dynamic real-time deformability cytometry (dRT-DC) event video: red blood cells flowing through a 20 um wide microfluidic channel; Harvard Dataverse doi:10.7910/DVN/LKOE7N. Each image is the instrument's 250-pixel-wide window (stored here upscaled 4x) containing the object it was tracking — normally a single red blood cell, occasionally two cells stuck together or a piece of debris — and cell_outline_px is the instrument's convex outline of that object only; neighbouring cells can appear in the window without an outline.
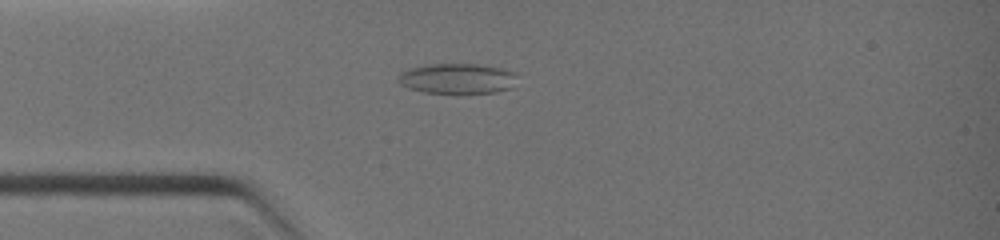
{"species": "common noctule bat (a hibernating species)", "species_latin": "Nyctalus noctula", "temperature_condition": "warm", "stored_images_in_passage": 8, "camera_frame_rate_fps": 3000, "um_per_image_px": 0.085, "animal": {"sex": "female", "body_mass_g": 19.0, "forearm_length_mm": 51.5}, "frame": {"image": 1, "passage_image": 4, "time_ms": 2.667, "image_size_px": [1000, 240], "cell_outline_px": [[520, 72], [516, 88], [496, 92], [464, 96], [460, 96], [424, 92], [400, 84], [396, 80], [408, 68], [432, 64], [476, 64], [504, 68]], "centroid_in_image_um": [39.05, 6.72], "position_along_channel_um": 46.0, "area_um2": 22.25}}
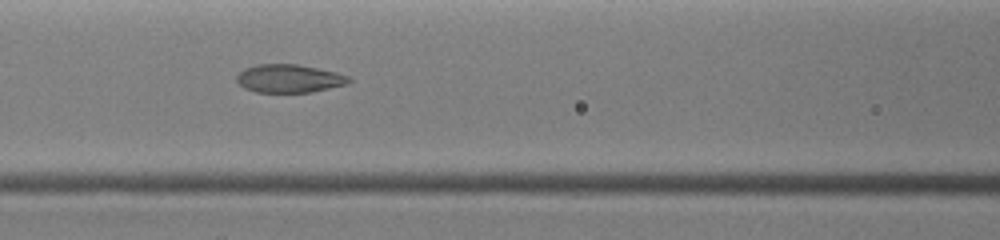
{"frame": {"image": 2, "passage_image": 7, "time_ms": 4.667, "image_size_px": [1000, 240], "cell_outline_px": [[352, 80], [348, 84], [312, 92], [256, 92], [244, 88], [236, 80], [236, 76], [244, 68], [256, 64], [300, 64], [336, 72], [348, 76]], "centroid_in_image_um": [24.58, 6.67], "position_along_channel_um": 142.0, "area_um2": 18.55}}
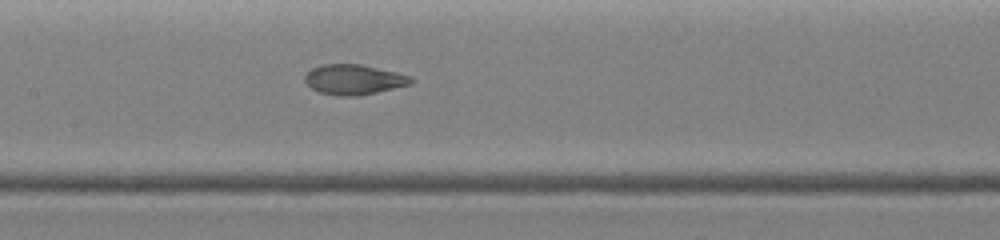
{"frame": {"image": 3, "passage_image": 8, "time_ms": 5.333, "image_size_px": [1000, 240], "cell_outline_px": [[416, 80], [412, 84], [360, 96], [336, 96], [320, 92], [312, 88], [304, 80], [304, 76], [312, 68], [320, 64], [360, 64], [396, 72], [412, 76]], "centroid_in_image_um": [30.11, 6.76], "position_along_channel_um": 177.3, "area_um2": 18.79}}